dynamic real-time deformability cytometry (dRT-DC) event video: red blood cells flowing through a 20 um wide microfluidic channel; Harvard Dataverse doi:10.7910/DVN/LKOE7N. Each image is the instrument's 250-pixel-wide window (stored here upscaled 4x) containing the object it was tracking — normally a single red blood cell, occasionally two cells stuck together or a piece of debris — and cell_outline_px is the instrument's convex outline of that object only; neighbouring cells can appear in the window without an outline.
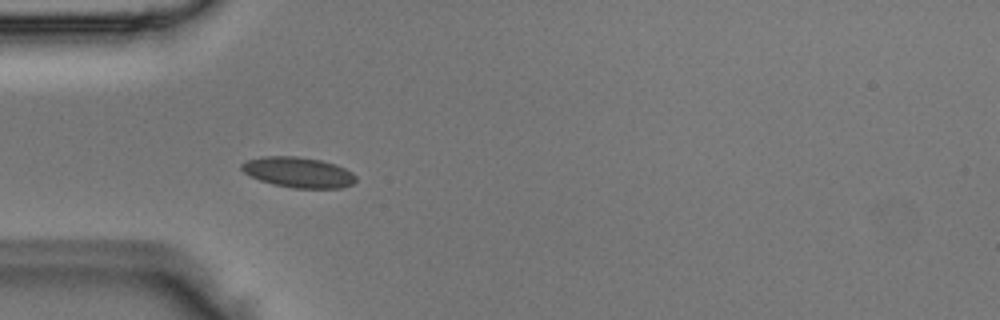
{"species": "Egyptian fruit bat (a non-hibernating species)", "species_latin": "Rousettus aegyptiacus", "temperature_condition": "room temperature", "stored_images_in_passage": 36, "camera_frame_rate_fps": 3000, "um_per_image_px": 0.085, "animal": {"sex": "male"}, "frame": {"image": 1, "passage_image": 1, "time_ms": 0.0, "image_size_px": [1000, 320], "cell_outline_px": [[356, 180], [352, 184], [340, 188], [292, 188], [272, 184], [260, 180], [244, 172], [240, 168], [240, 164], [248, 160], [264, 156], [296, 156], [320, 160], [336, 164], [352, 172], [356, 176]], "centroid_in_image_um": [25.36, 14.65], "position_along_channel_um": 59.6, "area_um2": 20.23}}
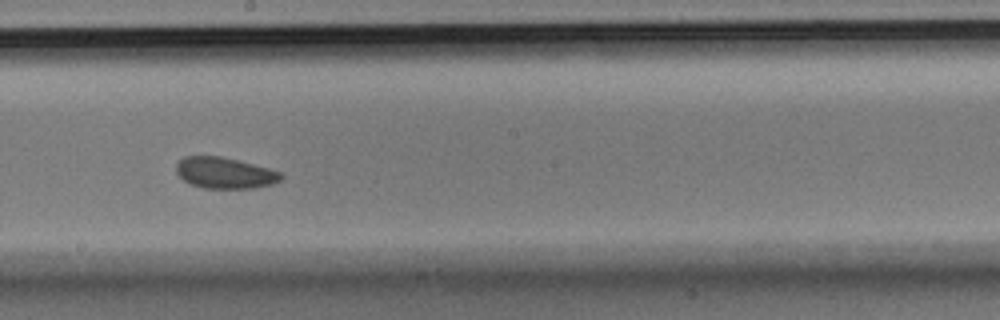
{"frame": {"image": 2, "passage_image": 14, "time_ms": 4.333, "image_size_px": [1000, 320], "cell_outline_px": [[284, 176], [280, 180], [272, 184], [256, 188], [204, 188], [192, 184], [184, 180], [176, 172], [176, 164], [184, 156], [220, 156], [268, 168], [280, 172]], "centroid_in_image_um": [19.1, 14.7], "position_along_channel_um": 229.1, "area_um2": 18.84}}
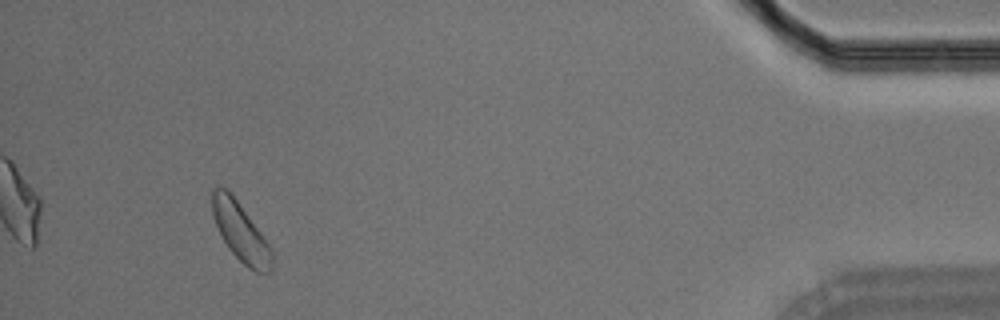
{"frame": {"image": 3, "passage_image": 33, "time_ms": 10.667, "image_size_px": [1000, 320], "cell_outline_px": [[272, 268], [268, 272], [256, 272], [248, 268], [228, 248], [212, 216], [212, 188], [224, 188], [232, 192], [268, 244], [272, 252]], "centroid_in_image_um": [20.43, 19.7], "position_along_channel_um": 414.8, "area_um2": 19.94}}